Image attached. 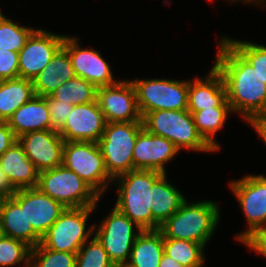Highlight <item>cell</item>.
Returning a JSON list of instances; mask_svg holds the SVG:
<instances>
[{"mask_svg": "<svg viewBox=\"0 0 266 267\" xmlns=\"http://www.w3.org/2000/svg\"><path fill=\"white\" fill-rule=\"evenodd\" d=\"M164 253L184 267H202L204 246L198 242L163 238Z\"/></svg>", "mask_w": 266, "mask_h": 267, "instance_id": "cell-28", "label": "cell"}, {"mask_svg": "<svg viewBox=\"0 0 266 267\" xmlns=\"http://www.w3.org/2000/svg\"><path fill=\"white\" fill-rule=\"evenodd\" d=\"M180 150L170 140L152 134L144 128L138 134L133 149L134 169L166 173L165 164Z\"/></svg>", "mask_w": 266, "mask_h": 267, "instance_id": "cell-18", "label": "cell"}, {"mask_svg": "<svg viewBox=\"0 0 266 267\" xmlns=\"http://www.w3.org/2000/svg\"><path fill=\"white\" fill-rule=\"evenodd\" d=\"M50 113L51 130L59 131L66 123L74 105L54 99L51 95L46 96Z\"/></svg>", "mask_w": 266, "mask_h": 267, "instance_id": "cell-35", "label": "cell"}, {"mask_svg": "<svg viewBox=\"0 0 266 267\" xmlns=\"http://www.w3.org/2000/svg\"><path fill=\"white\" fill-rule=\"evenodd\" d=\"M0 166L16 190L37 187L39 172L18 141L2 154Z\"/></svg>", "mask_w": 266, "mask_h": 267, "instance_id": "cell-21", "label": "cell"}, {"mask_svg": "<svg viewBox=\"0 0 266 267\" xmlns=\"http://www.w3.org/2000/svg\"><path fill=\"white\" fill-rule=\"evenodd\" d=\"M75 76L68 51L62 46L46 68L32 80L34 94L50 96L60 85Z\"/></svg>", "mask_w": 266, "mask_h": 267, "instance_id": "cell-23", "label": "cell"}, {"mask_svg": "<svg viewBox=\"0 0 266 267\" xmlns=\"http://www.w3.org/2000/svg\"><path fill=\"white\" fill-rule=\"evenodd\" d=\"M76 267H114V264L94 235L90 243L87 241L76 253Z\"/></svg>", "mask_w": 266, "mask_h": 267, "instance_id": "cell-34", "label": "cell"}, {"mask_svg": "<svg viewBox=\"0 0 266 267\" xmlns=\"http://www.w3.org/2000/svg\"><path fill=\"white\" fill-rule=\"evenodd\" d=\"M30 267H76V253L54 251L39 243L31 248Z\"/></svg>", "mask_w": 266, "mask_h": 267, "instance_id": "cell-32", "label": "cell"}, {"mask_svg": "<svg viewBox=\"0 0 266 267\" xmlns=\"http://www.w3.org/2000/svg\"><path fill=\"white\" fill-rule=\"evenodd\" d=\"M63 47L68 51L74 73L96 87L110 86L114 80L109 64L93 49H82L78 38L65 35Z\"/></svg>", "mask_w": 266, "mask_h": 267, "instance_id": "cell-17", "label": "cell"}, {"mask_svg": "<svg viewBox=\"0 0 266 267\" xmlns=\"http://www.w3.org/2000/svg\"><path fill=\"white\" fill-rule=\"evenodd\" d=\"M14 192H16V189L12 186L0 166V199L11 197Z\"/></svg>", "mask_w": 266, "mask_h": 267, "instance_id": "cell-39", "label": "cell"}, {"mask_svg": "<svg viewBox=\"0 0 266 267\" xmlns=\"http://www.w3.org/2000/svg\"><path fill=\"white\" fill-rule=\"evenodd\" d=\"M230 187L247 219L248 230L236 236L242 244L257 230L266 227V177L247 175L230 182Z\"/></svg>", "mask_w": 266, "mask_h": 267, "instance_id": "cell-11", "label": "cell"}, {"mask_svg": "<svg viewBox=\"0 0 266 267\" xmlns=\"http://www.w3.org/2000/svg\"><path fill=\"white\" fill-rule=\"evenodd\" d=\"M18 138L6 122H0V157Z\"/></svg>", "mask_w": 266, "mask_h": 267, "instance_id": "cell-38", "label": "cell"}, {"mask_svg": "<svg viewBox=\"0 0 266 267\" xmlns=\"http://www.w3.org/2000/svg\"><path fill=\"white\" fill-rule=\"evenodd\" d=\"M250 124L266 144V115L254 118Z\"/></svg>", "mask_w": 266, "mask_h": 267, "instance_id": "cell-40", "label": "cell"}, {"mask_svg": "<svg viewBox=\"0 0 266 267\" xmlns=\"http://www.w3.org/2000/svg\"><path fill=\"white\" fill-rule=\"evenodd\" d=\"M11 197L24 208L28 224L41 238L66 208L37 187L17 189Z\"/></svg>", "mask_w": 266, "mask_h": 267, "instance_id": "cell-14", "label": "cell"}, {"mask_svg": "<svg viewBox=\"0 0 266 267\" xmlns=\"http://www.w3.org/2000/svg\"><path fill=\"white\" fill-rule=\"evenodd\" d=\"M96 100L107 123L142 121L131 81L97 87Z\"/></svg>", "mask_w": 266, "mask_h": 267, "instance_id": "cell-13", "label": "cell"}, {"mask_svg": "<svg viewBox=\"0 0 266 267\" xmlns=\"http://www.w3.org/2000/svg\"><path fill=\"white\" fill-rule=\"evenodd\" d=\"M142 123L146 131L170 140L179 150L215 151L198 132L188 110L152 111L142 117Z\"/></svg>", "mask_w": 266, "mask_h": 267, "instance_id": "cell-4", "label": "cell"}, {"mask_svg": "<svg viewBox=\"0 0 266 267\" xmlns=\"http://www.w3.org/2000/svg\"><path fill=\"white\" fill-rule=\"evenodd\" d=\"M162 174L156 170L134 169L113 179L119 184L114 207L142 231L160 229L161 225L153 218L150 208L151 187Z\"/></svg>", "mask_w": 266, "mask_h": 267, "instance_id": "cell-2", "label": "cell"}, {"mask_svg": "<svg viewBox=\"0 0 266 267\" xmlns=\"http://www.w3.org/2000/svg\"><path fill=\"white\" fill-rule=\"evenodd\" d=\"M107 121L97 100L92 103L75 105L58 131L64 141H84L98 143Z\"/></svg>", "mask_w": 266, "mask_h": 267, "instance_id": "cell-15", "label": "cell"}, {"mask_svg": "<svg viewBox=\"0 0 266 267\" xmlns=\"http://www.w3.org/2000/svg\"><path fill=\"white\" fill-rule=\"evenodd\" d=\"M31 247L25 242L12 237L0 238V267H11L16 264L26 263L30 267Z\"/></svg>", "mask_w": 266, "mask_h": 267, "instance_id": "cell-33", "label": "cell"}, {"mask_svg": "<svg viewBox=\"0 0 266 267\" xmlns=\"http://www.w3.org/2000/svg\"><path fill=\"white\" fill-rule=\"evenodd\" d=\"M34 95L32 80L20 77L0 80V122H7Z\"/></svg>", "mask_w": 266, "mask_h": 267, "instance_id": "cell-26", "label": "cell"}, {"mask_svg": "<svg viewBox=\"0 0 266 267\" xmlns=\"http://www.w3.org/2000/svg\"><path fill=\"white\" fill-rule=\"evenodd\" d=\"M95 207L65 208L41 239V244L58 252L77 253L94 233L92 225L86 230L87 219Z\"/></svg>", "mask_w": 266, "mask_h": 267, "instance_id": "cell-8", "label": "cell"}, {"mask_svg": "<svg viewBox=\"0 0 266 267\" xmlns=\"http://www.w3.org/2000/svg\"><path fill=\"white\" fill-rule=\"evenodd\" d=\"M51 96L74 106L87 104L96 101L97 87L85 79L75 76L60 85Z\"/></svg>", "mask_w": 266, "mask_h": 267, "instance_id": "cell-29", "label": "cell"}, {"mask_svg": "<svg viewBox=\"0 0 266 267\" xmlns=\"http://www.w3.org/2000/svg\"><path fill=\"white\" fill-rule=\"evenodd\" d=\"M214 68L222 76L232 112L247 123L266 115V83L257 79L254 68L224 38L219 43Z\"/></svg>", "mask_w": 266, "mask_h": 267, "instance_id": "cell-1", "label": "cell"}, {"mask_svg": "<svg viewBox=\"0 0 266 267\" xmlns=\"http://www.w3.org/2000/svg\"><path fill=\"white\" fill-rule=\"evenodd\" d=\"M3 236H4V233H3L2 223L0 219V238H2Z\"/></svg>", "mask_w": 266, "mask_h": 267, "instance_id": "cell-43", "label": "cell"}, {"mask_svg": "<svg viewBox=\"0 0 266 267\" xmlns=\"http://www.w3.org/2000/svg\"><path fill=\"white\" fill-rule=\"evenodd\" d=\"M0 219L4 236L19 239L31 248L41 243V237L28 224L24 208L12 198L0 199Z\"/></svg>", "mask_w": 266, "mask_h": 267, "instance_id": "cell-22", "label": "cell"}, {"mask_svg": "<svg viewBox=\"0 0 266 267\" xmlns=\"http://www.w3.org/2000/svg\"><path fill=\"white\" fill-rule=\"evenodd\" d=\"M65 35L36 29L19 52V77L33 80L63 46Z\"/></svg>", "mask_w": 266, "mask_h": 267, "instance_id": "cell-12", "label": "cell"}, {"mask_svg": "<svg viewBox=\"0 0 266 267\" xmlns=\"http://www.w3.org/2000/svg\"><path fill=\"white\" fill-rule=\"evenodd\" d=\"M74 171L100 197L113 179L109 176L98 143L65 141L63 163Z\"/></svg>", "mask_w": 266, "mask_h": 267, "instance_id": "cell-7", "label": "cell"}, {"mask_svg": "<svg viewBox=\"0 0 266 267\" xmlns=\"http://www.w3.org/2000/svg\"><path fill=\"white\" fill-rule=\"evenodd\" d=\"M134 226L138 229L137 233L134 232ZM98 227L94 226L95 236L111 262L114 265L127 264L134 241L142 230L116 207H113Z\"/></svg>", "mask_w": 266, "mask_h": 267, "instance_id": "cell-10", "label": "cell"}, {"mask_svg": "<svg viewBox=\"0 0 266 267\" xmlns=\"http://www.w3.org/2000/svg\"><path fill=\"white\" fill-rule=\"evenodd\" d=\"M163 253L162 232L143 230L134 241L127 264L130 267H158Z\"/></svg>", "mask_w": 266, "mask_h": 267, "instance_id": "cell-25", "label": "cell"}, {"mask_svg": "<svg viewBox=\"0 0 266 267\" xmlns=\"http://www.w3.org/2000/svg\"><path fill=\"white\" fill-rule=\"evenodd\" d=\"M158 267H184V266L175 261L172 257L163 253Z\"/></svg>", "mask_w": 266, "mask_h": 267, "instance_id": "cell-41", "label": "cell"}, {"mask_svg": "<svg viewBox=\"0 0 266 267\" xmlns=\"http://www.w3.org/2000/svg\"><path fill=\"white\" fill-rule=\"evenodd\" d=\"M19 77V52L0 48V80Z\"/></svg>", "mask_w": 266, "mask_h": 267, "instance_id": "cell-36", "label": "cell"}, {"mask_svg": "<svg viewBox=\"0 0 266 267\" xmlns=\"http://www.w3.org/2000/svg\"><path fill=\"white\" fill-rule=\"evenodd\" d=\"M224 39L254 68L257 80L266 83V46L248 41Z\"/></svg>", "mask_w": 266, "mask_h": 267, "instance_id": "cell-31", "label": "cell"}, {"mask_svg": "<svg viewBox=\"0 0 266 267\" xmlns=\"http://www.w3.org/2000/svg\"><path fill=\"white\" fill-rule=\"evenodd\" d=\"M35 31L34 28L20 26L6 18L0 11V48L20 52L27 39Z\"/></svg>", "mask_w": 266, "mask_h": 267, "instance_id": "cell-30", "label": "cell"}, {"mask_svg": "<svg viewBox=\"0 0 266 267\" xmlns=\"http://www.w3.org/2000/svg\"><path fill=\"white\" fill-rule=\"evenodd\" d=\"M209 1H212V0H209ZM230 1H231V0H230ZM235 1H236V2H237V1H241V2H247V3H248V2H251V4H252V3L255 4L256 2H257L258 4H259V3L262 4V3L266 2L265 0H233V2H235ZM263 1H264V2H263Z\"/></svg>", "mask_w": 266, "mask_h": 267, "instance_id": "cell-42", "label": "cell"}, {"mask_svg": "<svg viewBox=\"0 0 266 267\" xmlns=\"http://www.w3.org/2000/svg\"><path fill=\"white\" fill-rule=\"evenodd\" d=\"M243 244L266 257V227L257 230Z\"/></svg>", "mask_w": 266, "mask_h": 267, "instance_id": "cell-37", "label": "cell"}, {"mask_svg": "<svg viewBox=\"0 0 266 267\" xmlns=\"http://www.w3.org/2000/svg\"><path fill=\"white\" fill-rule=\"evenodd\" d=\"M18 142L39 173L63 163L65 141L57 130L28 132L18 137Z\"/></svg>", "mask_w": 266, "mask_h": 267, "instance_id": "cell-16", "label": "cell"}, {"mask_svg": "<svg viewBox=\"0 0 266 267\" xmlns=\"http://www.w3.org/2000/svg\"><path fill=\"white\" fill-rule=\"evenodd\" d=\"M131 83L141 117L157 110L188 109V81L136 78Z\"/></svg>", "mask_w": 266, "mask_h": 267, "instance_id": "cell-9", "label": "cell"}, {"mask_svg": "<svg viewBox=\"0 0 266 267\" xmlns=\"http://www.w3.org/2000/svg\"><path fill=\"white\" fill-rule=\"evenodd\" d=\"M6 123L17 138L28 132L50 130L51 120L46 97L34 95Z\"/></svg>", "mask_w": 266, "mask_h": 267, "instance_id": "cell-20", "label": "cell"}, {"mask_svg": "<svg viewBox=\"0 0 266 267\" xmlns=\"http://www.w3.org/2000/svg\"><path fill=\"white\" fill-rule=\"evenodd\" d=\"M142 121L107 123L98 141L104 164L112 179L134 170L133 149Z\"/></svg>", "mask_w": 266, "mask_h": 267, "instance_id": "cell-5", "label": "cell"}, {"mask_svg": "<svg viewBox=\"0 0 266 267\" xmlns=\"http://www.w3.org/2000/svg\"><path fill=\"white\" fill-rule=\"evenodd\" d=\"M114 267H130L128 264H117Z\"/></svg>", "mask_w": 266, "mask_h": 267, "instance_id": "cell-44", "label": "cell"}, {"mask_svg": "<svg viewBox=\"0 0 266 267\" xmlns=\"http://www.w3.org/2000/svg\"><path fill=\"white\" fill-rule=\"evenodd\" d=\"M230 107L222 76L212 67L207 77L188 81V111Z\"/></svg>", "mask_w": 266, "mask_h": 267, "instance_id": "cell-19", "label": "cell"}, {"mask_svg": "<svg viewBox=\"0 0 266 267\" xmlns=\"http://www.w3.org/2000/svg\"><path fill=\"white\" fill-rule=\"evenodd\" d=\"M220 210L213 201L189 203L185 200L181 207L160 226L163 238L193 241L204 247L213 235Z\"/></svg>", "mask_w": 266, "mask_h": 267, "instance_id": "cell-3", "label": "cell"}, {"mask_svg": "<svg viewBox=\"0 0 266 267\" xmlns=\"http://www.w3.org/2000/svg\"><path fill=\"white\" fill-rule=\"evenodd\" d=\"M37 188L66 208L95 207L101 198L63 164L40 172Z\"/></svg>", "mask_w": 266, "mask_h": 267, "instance_id": "cell-6", "label": "cell"}, {"mask_svg": "<svg viewBox=\"0 0 266 267\" xmlns=\"http://www.w3.org/2000/svg\"><path fill=\"white\" fill-rule=\"evenodd\" d=\"M185 197L163 173L151 187V212L153 218L161 225L171 217L185 201Z\"/></svg>", "mask_w": 266, "mask_h": 267, "instance_id": "cell-24", "label": "cell"}, {"mask_svg": "<svg viewBox=\"0 0 266 267\" xmlns=\"http://www.w3.org/2000/svg\"><path fill=\"white\" fill-rule=\"evenodd\" d=\"M198 132L204 140L215 150H220L219 144L214 140L217 131L223 128L231 107H211L200 111H189Z\"/></svg>", "mask_w": 266, "mask_h": 267, "instance_id": "cell-27", "label": "cell"}]
</instances>
